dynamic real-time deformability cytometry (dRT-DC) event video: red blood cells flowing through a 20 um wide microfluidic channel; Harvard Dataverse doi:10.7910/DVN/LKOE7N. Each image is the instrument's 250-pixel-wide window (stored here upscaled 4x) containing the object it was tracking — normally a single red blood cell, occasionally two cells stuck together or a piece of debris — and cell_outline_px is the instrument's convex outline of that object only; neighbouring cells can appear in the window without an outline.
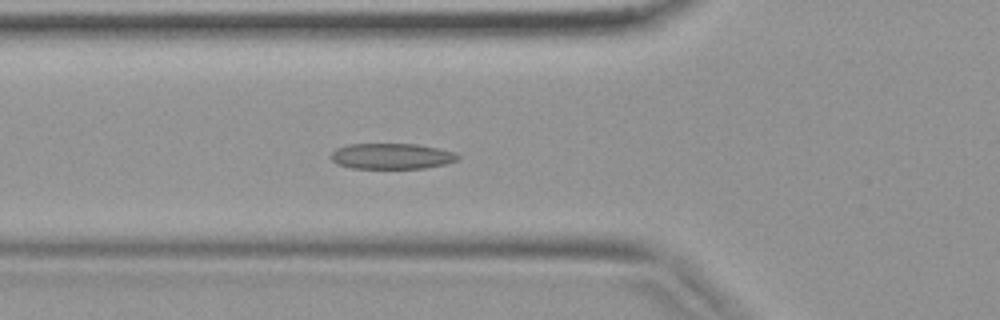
{"species": "common noctule bat (a hibernating species)", "species_latin": "Nyctalus noctula", "temperature_condition": "warm", "stored_images_in_passage": 41, "camera_frame_rate_fps": 3000, "um_per_image_px": 0.085, "animal": {"sex": "female", "body_mass_g": 19.9}, "frame": {"image": 1, "passage_image": 15, "time_ms": 4.667, "image_size_px": [1000, 320], "cell_outline_px": [[460, 156], [456, 160], [444, 164], [424, 168], [352, 168], [336, 164], [328, 156], [336, 148], [348, 144], [416, 144], [440, 148], [456, 152]], "centroid_in_image_um": [33.26, 13.27], "position_along_channel_um": 92.5, "area_um2": 19.13}}
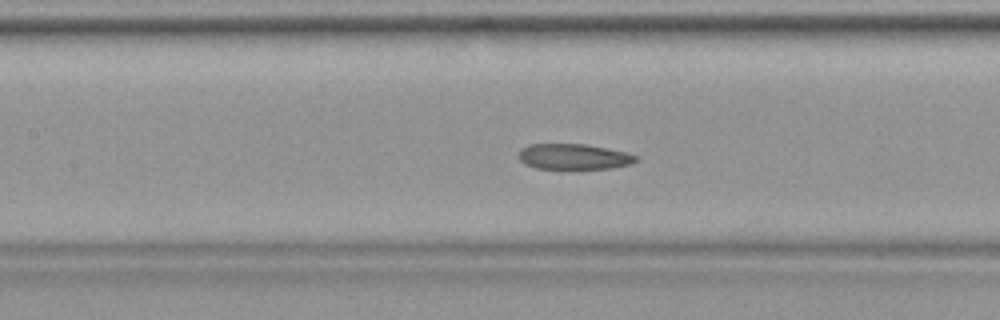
{"frame": {"image": 2, "passage_image": 19, "time_ms": 6.0, "image_size_px": [1000, 320], "cell_outline_px": [[636, 160], [632, 164], [612, 168], [536, 168], [524, 164], [520, 160], [520, 148], [528, 144], [588, 144], [628, 152], [636, 156]], "centroid_in_image_um": [48.78, 13.3], "position_along_channel_um": 158.6, "area_um2": 17.46}}
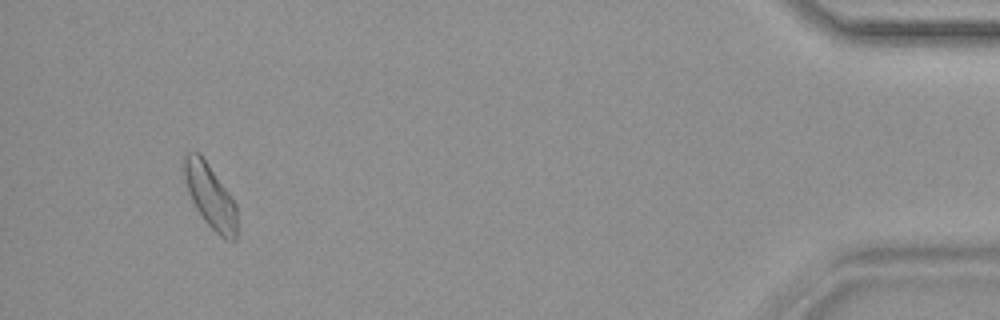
{"frame": {"image": 3, "passage_image": 39, "time_ms": 12.667, "image_size_px": [1000, 320], "cell_outline_px": [[236, 240], [228, 240], [220, 236], [204, 220], [196, 208], [188, 192], [180, 164], [180, 156], [184, 152], [200, 152], [228, 192], [236, 204]], "centroid_in_image_um": [17.79, 16.57], "position_along_channel_um": 417.4, "area_um2": 19.94}}